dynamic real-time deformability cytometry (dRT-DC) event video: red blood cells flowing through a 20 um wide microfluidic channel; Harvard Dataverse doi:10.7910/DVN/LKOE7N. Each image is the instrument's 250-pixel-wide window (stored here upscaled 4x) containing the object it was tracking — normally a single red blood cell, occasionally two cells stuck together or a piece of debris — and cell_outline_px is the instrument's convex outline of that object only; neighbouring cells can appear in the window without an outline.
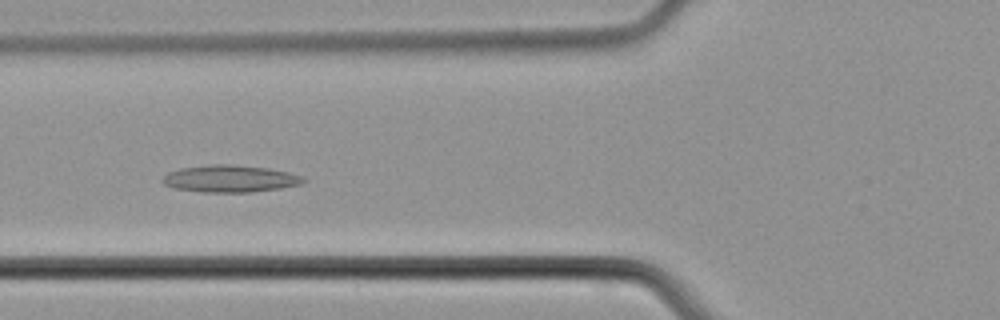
{"species": "common noctule bat (a hibernating species)", "species_latin": "Nyctalus noctula", "temperature_condition": "cold", "stored_images_in_passage": 36, "camera_frame_rate_fps": 3000, "um_per_image_px": 0.085, "animal": {"sex": "male", "body_mass_g": 21.5, "forearm_length_mm": 52.0}, "frame": {"image": 1, "passage_image": 11, "time_ms": 3.333, "image_size_px": [1000, 320], "cell_outline_px": [[308, 180], [300, 184], [280, 188], [252, 192], [204, 192], [172, 188], [164, 184], [160, 180], [168, 172], [180, 168], [212, 164], [232, 164], [268, 168], [288, 172], [304, 176]], "centroid_in_image_um": [19.55, 15.18], "position_along_channel_um": 106.2, "area_um2": 22.37}}
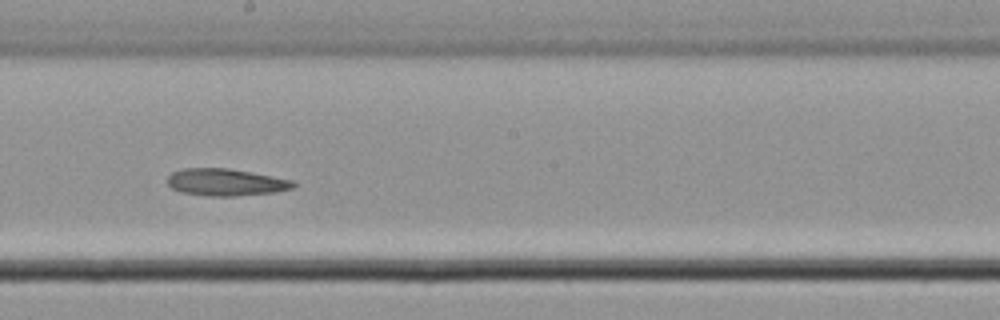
{"frame": {"image": 2, "passage_image": 20, "time_ms": 6.333, "image_size_px": [1000, 320], "cell_outline_px": [[296, 184], [292, 188], [276, 192], [236, 196], [208, 196], [180, 192], [172, 188], [168, 184], [168, 176], [172, 172], [184, 168], [228, 168], [252, 172], [292, 180]], "centroid_in_image_um": [19.18, 15.49], "position_along_channel_um": 229.0, "area_um2": 19.88}}
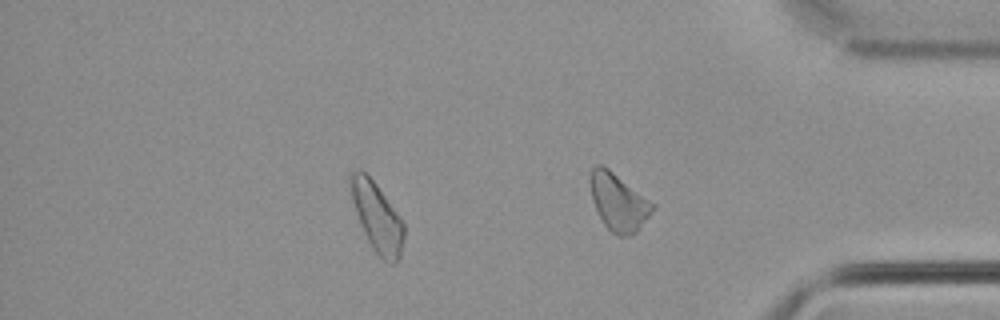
{"frame": {"image": 3, "passage_image": 32, "time_ms": 10.333, "image_size_px": [1000, 320], "cell_outline_px": [[404, 236], [400, 256], [396, 264], [392, 264], [384, 260], [372, 248], [364, 232], [356, 212], [352, 200], [352, 172], [364, 172], [376, 184], [396, 212], [404, 224]], "centroid_in_image_um": [32.1, 18.54], "position_along_channel_um": 403.1, "area_um2": 20.52}}